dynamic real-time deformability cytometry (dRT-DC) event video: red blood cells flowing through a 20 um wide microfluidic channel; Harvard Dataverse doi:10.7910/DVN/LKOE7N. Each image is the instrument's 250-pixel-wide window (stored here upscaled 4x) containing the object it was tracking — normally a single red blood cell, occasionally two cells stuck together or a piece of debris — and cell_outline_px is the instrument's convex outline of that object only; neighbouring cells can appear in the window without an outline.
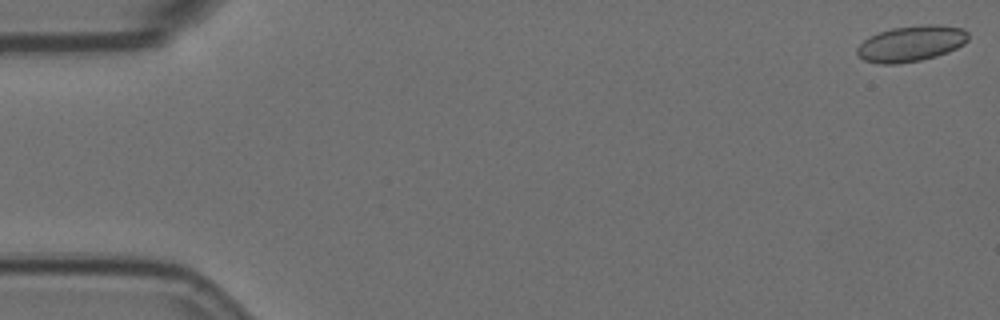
{"species": "Egyptian fruit bat (a non-hibernating species)", "species_latin": "Rousettus aegyptiacus", "temperature_condition": "room temperature", "stored_images_in_passage": 57, "camera_frame_rate_fps": 3000, "um_per_image_px": 0.085, "animal": {"sex": "female"}, "frame": {"image": 1, "passage_image": 1, "time_ms": 0.0, "image_size_px": [1000, 320], "cell_outline_px": [[968, 40], [964, 44], [948, 52], [936, 56], [920, 60], [896, 64], [880, 64], [864, 60], [856, 52], [856, 48], [864, 40], [880, 32], [892, 28], [924, 24], [940, 24], [964, 28], [968, 32]], "centroid_in_image_um": [77.48, 3.69], "position_along_channel_um": 7.5, "area_um2": 23.24}}
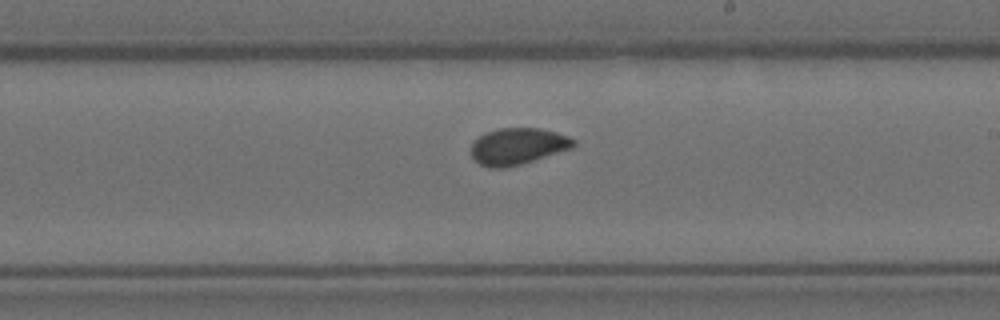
{"frame": {"image": 2, "passage_image": 33, "time_ms": 10.667, "image_size_px": [1000, 320], "cell_outline_px": [[576, 144], [572, 148], [520, 164], [504, 168], [488, 168], [480, 164], [472, 156], [472, 140], [484, 132], [500, 128], [540, 128], [556, 132], [568, 136], [576, 140]], "centroid_in_image_um": [43.99, 12.42], "position_along_channel_um": 245.0, "area_um2": 21.85}}
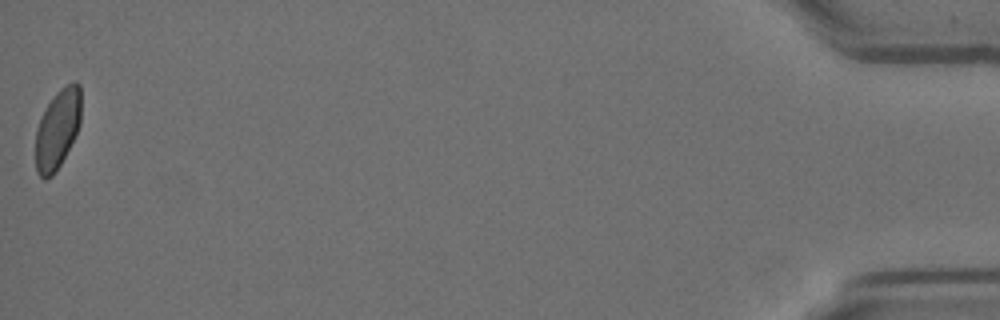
{"frame": {"image": 3, "passage_image": 57, "time_ms": 18.667, "image_size_px": [1000, 320], "cell_outline_px": [[80, 124], [60, 164], [52, 176], [44, 180], [36, 172], [36, 132], [40, 120], [48, 104], [56, 92], [60, 88], [72, 80], [76, 80], [80, 84]], "centroid_in_image_um": [4.89, 10.94], "position_along_channel_um": 430.3, "area_um2": 20.75}, "authors_computed_cell_mechanics": {"area_um2": 21.8484, "velocity_mm_per_s": 3.5541, "shape_relaxation_time_tau1_ms": 8.4466, "shape_relaxation_time_tau2_ms": null, "deformation_change_tau1": 0.1238, "deformation_change_tau2": null}}